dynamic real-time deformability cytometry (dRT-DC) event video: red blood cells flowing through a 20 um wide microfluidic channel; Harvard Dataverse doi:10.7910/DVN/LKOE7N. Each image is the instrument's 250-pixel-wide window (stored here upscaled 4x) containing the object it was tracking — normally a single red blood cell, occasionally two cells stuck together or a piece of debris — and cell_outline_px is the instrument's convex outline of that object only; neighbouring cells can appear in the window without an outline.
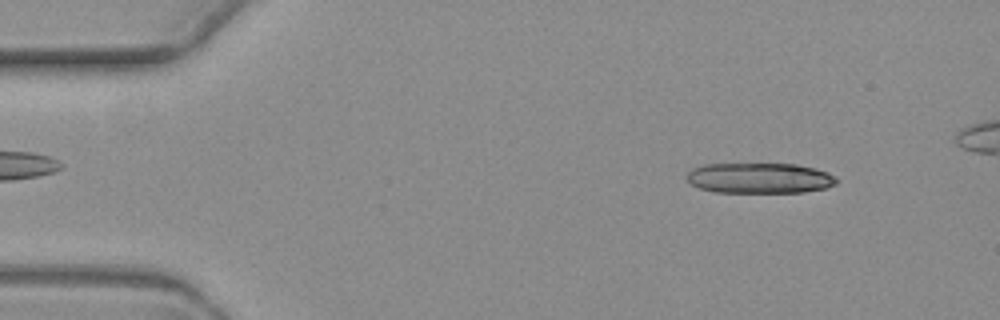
{"species": "common noctule bat (a hibernating species)", "species_latin": "Nyctalus noctula", "temperature_condition": "warm", "stored_images_in_passage": 5, "camera_frame_rate_fps": 3000, "um_per_image_px": 0.085, "animal": {"sex": "female", "body_mass_g": 19.3, "forearm_length_mm": 54.1}, "frame": {"image": 1, "passage_image": 1, "time_ms": 0.0, "image_size_px": [1000, 320], "cell_outline_px": [[836, 184], [824, 188], [804, 192], [716, 192], [700, 188], [692, 184], [684, 176], [692, 168], [704, 164], [796, 164], [816, 168], [828, 172], [836, 176]], "centroid_in_image_um": [64.56, 15.13], "position_along_channel_um": 20.4, "area_um2": 26.65}}